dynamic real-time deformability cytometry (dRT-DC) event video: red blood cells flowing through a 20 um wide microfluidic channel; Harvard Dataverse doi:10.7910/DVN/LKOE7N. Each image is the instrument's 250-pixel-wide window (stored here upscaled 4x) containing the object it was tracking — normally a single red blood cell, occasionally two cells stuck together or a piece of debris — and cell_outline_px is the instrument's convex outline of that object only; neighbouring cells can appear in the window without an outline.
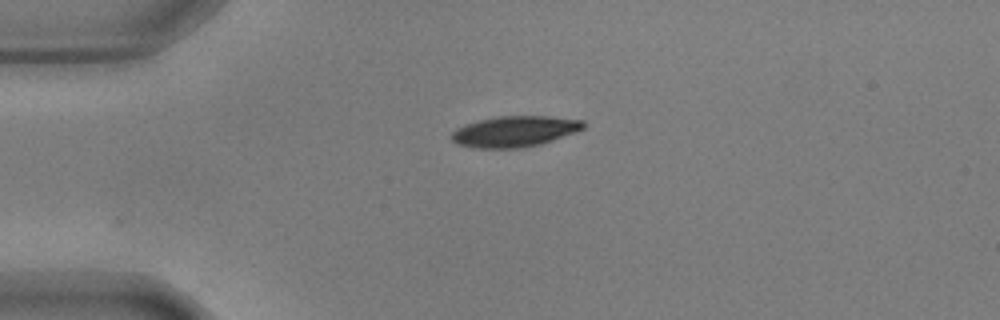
{"species": "common noctule bat (a hibernating species)", "species_latin": "Nyctalus noctula", "temperature_condition": "warm", "stored_images_in_passage": 28, "camera_frame_rate_fps": 3000, "um_per_image_px": 0.085, "animal": {"sex": "male", "body_mass_g": 17.9, "forearm_length_mm": 54.2}, "frame": {"image": 1, "passage_image": 1, "time_ms": 0.0, "image_size_px": [1000, 320], "cell_outline_px": [[584, 128], [576, 132], [540, 144], [520, 148], [476, 148], [456, 144], [452, 140], [452, 132], [456, 128], [464, 124], [496, 116], [548, 116], [584, 120]], "centroid_in_image_um": [43.73, 11.17], "position_along_channel_um": 41.3, "area_um2": 23.7}}
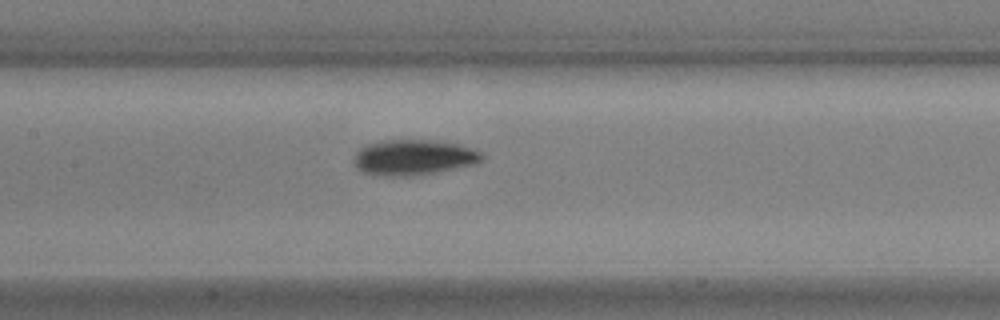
{"frame": {"image": 2, "passage_image": 14, "time_ms": 4.333, "image_size_px": [1000, 320], "cell_outline_px": [[484, 160], [476, 164], [432, 172], [404, 176], [392, 176], [364, 172], [356, 168], [356, 152], [360, 148], [368, 144], [384, 140], [436, 140], [460, 144], [472, 148], [480, 152], [484, 156]], "centroid_in_image_um": [35.21, 13.35], "position_along_channel_um": 172.2, "area_um2": 26.07}}
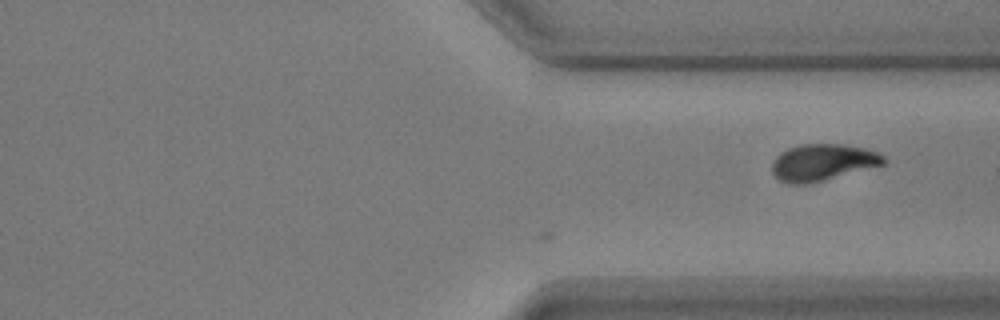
{"frame": {"image": 3, "passage_image": 28, "time_ms": 9.0, "image_size_px": [1000, 320], "cell_outline_px": [[888, 160], [884, 164], [824, 180], [808, 184], [788, 184], [780, 180], [772, 172], [772, 160], [780, 152], [788, 148], [800, 144], [844, 144], [864, 148], [876, 152], [884, 156]], "centroid_in_image_um": [69.9, 13.79], "position_along_channel_um": 341.5, "area_um2": 23.87}}